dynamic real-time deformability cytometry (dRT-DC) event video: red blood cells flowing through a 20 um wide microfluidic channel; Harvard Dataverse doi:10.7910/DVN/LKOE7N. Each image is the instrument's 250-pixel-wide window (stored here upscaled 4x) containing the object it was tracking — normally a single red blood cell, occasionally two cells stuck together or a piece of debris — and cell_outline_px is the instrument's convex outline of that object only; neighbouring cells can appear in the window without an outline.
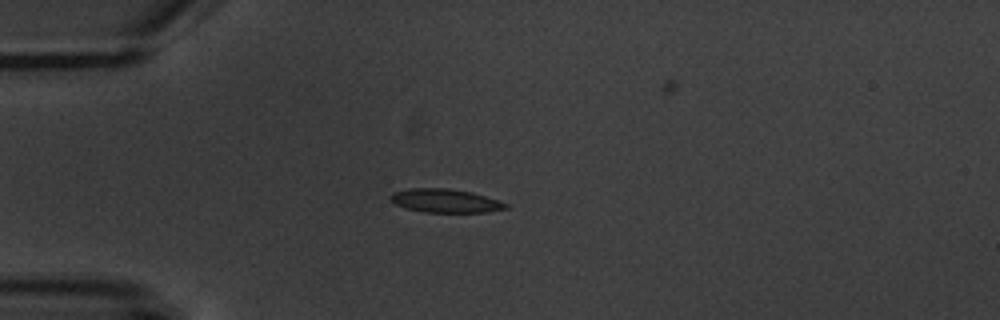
{"species": "common noctule bat (a hibernating species)", "species_latin": "Nyctalus noctula", "temperature_condition": "warm", "stored_images_in_passage": 9, "camera_frame_rate_fps": 3000, "um_per_image_px": 0.085, "animal": {"sex": "male", "body_mass_g": 20.1, "forearm_length_mm": 53.5}, "frame": {"image": 1, "passage_image": 3, "time_ms": 2.333, "image_size_px": [1000, 320], "cell_outline_px": [[508, 208], [488, 212], [424, 212], [408, 208], [396, 204], [388, 196], [392, 192], [412, 188], [448, 188], [472, 192], [508, 204]], "centroid_in_image_um": [37.84, 17.06], "position_along_channel_um": 47.2, "area_um2": 15.66}}
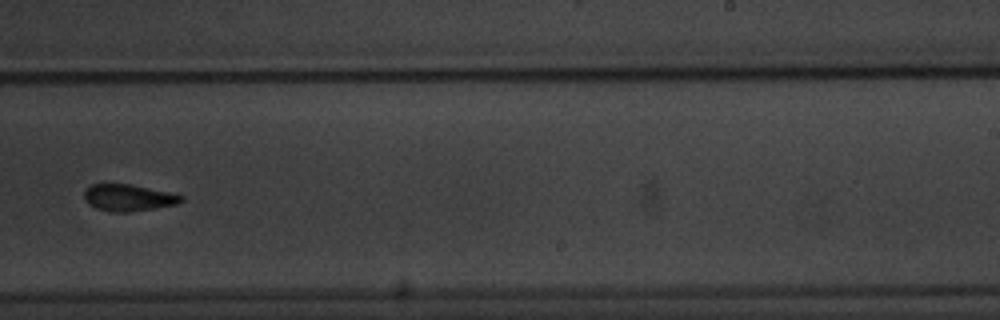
{"frame": {"image": 2, "passage_image": 9, "time_ms": 9.333, "image_size_px": [1000, 320], "cell_outline_px": [[184, 200], [176, 204], [128, 212], [112, 212], [96, 208], [88, 204], [84, 200], [84, 192], [92, 184], [128, 184], [176, 192], [184, 196]], "centroid_in_image_um": [10.95, 16.79], "position_along_channel_um": 278.0, "area_um2": 15.2}}